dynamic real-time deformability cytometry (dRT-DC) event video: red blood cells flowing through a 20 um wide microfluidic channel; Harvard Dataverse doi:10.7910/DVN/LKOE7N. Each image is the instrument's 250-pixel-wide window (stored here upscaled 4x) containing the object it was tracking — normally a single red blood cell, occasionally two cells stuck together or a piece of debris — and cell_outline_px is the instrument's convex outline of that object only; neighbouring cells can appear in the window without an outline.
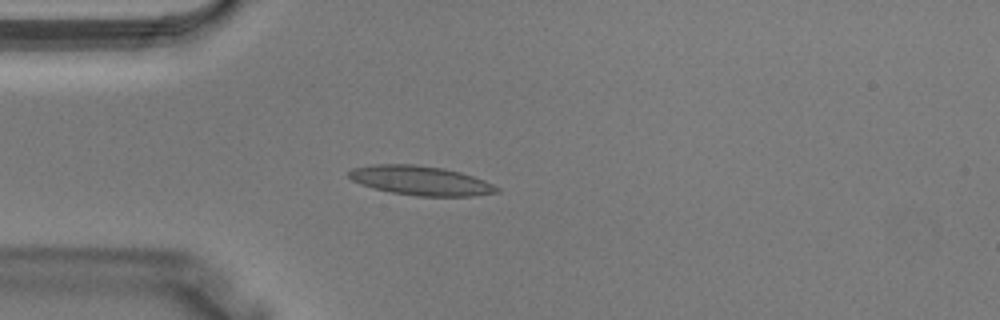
{"species": "Egyptian fruit bat (a non-hibernating species)", "species_latin": "Rousettus aegyptiacus", "temperature_condition": "warm", "stored_images_in_passage": 37, "camera_frame_rate_fps": 3000, "um_per_image_px": 0.085, "animal": {"sex": "male"}, "frame": {"image": 1, "passage_image": 9, "time_ms": 2.667, "image_size_px": [1000, 320], "cell_outline_px": [[500, 192], [472, 196], [416, 196], [392, 192], [360, 184], [352, 180], [348, 176], [348, 172], [352, 168], [376, 164], [412, 164], [444, 168], [460, 172], [484, 180], [500, 188]], "centroid_in_image_um": [35.76, 15.35], "position_along_channel_um": 49.2, "area_um2": 25.14}}
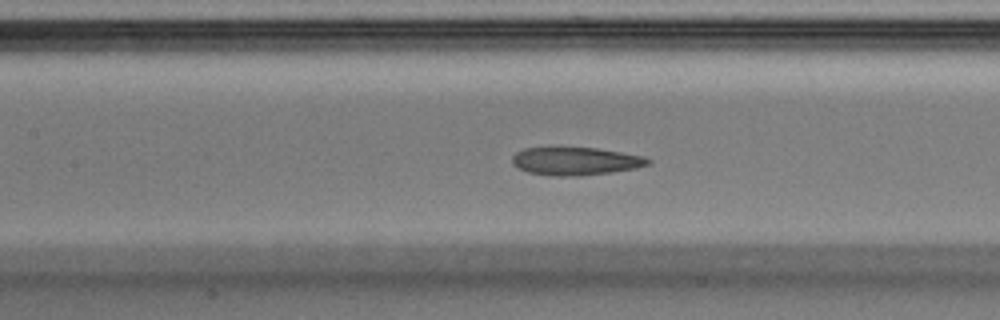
{"frame": {"image": 2, "passage_image": 16, "time_ms": 5.0, "image_size_px": [1000, 320], "cell_outline_px": [[652, 160], [648, 164], [636, 168], [612, 172], [580, 176], [552, 176], [528, 172], [512, 164], [512, 156], [516, 152], [524, 148], [596, 148], [644, 156]], "centroid_in_image_um": [48.92, 13.71], "position_along_channel_um": 158.5, "area_um2": 22.02}}
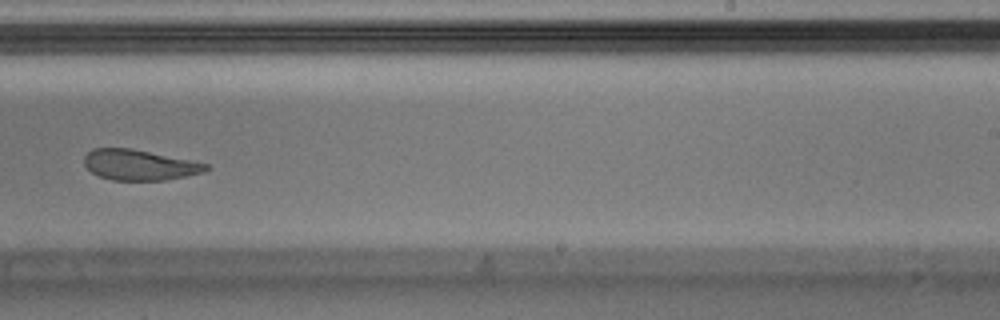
{"frame": {"image": 3, "passage_image": 23, "time_ms": 7.333, "image_size_px": [1000, 320], "cell_outline_px": [[212, 168], [204, 172], [164, 180], [112, 180], [100, 176], [92, 172], [84, 164], [84, 156], [92, 148], [132, 148], [208, 164]], "centroid_in_image_um": [11.84, 14.01], "position_along_channel_um": 277.2, "area_um2": 21.5}}